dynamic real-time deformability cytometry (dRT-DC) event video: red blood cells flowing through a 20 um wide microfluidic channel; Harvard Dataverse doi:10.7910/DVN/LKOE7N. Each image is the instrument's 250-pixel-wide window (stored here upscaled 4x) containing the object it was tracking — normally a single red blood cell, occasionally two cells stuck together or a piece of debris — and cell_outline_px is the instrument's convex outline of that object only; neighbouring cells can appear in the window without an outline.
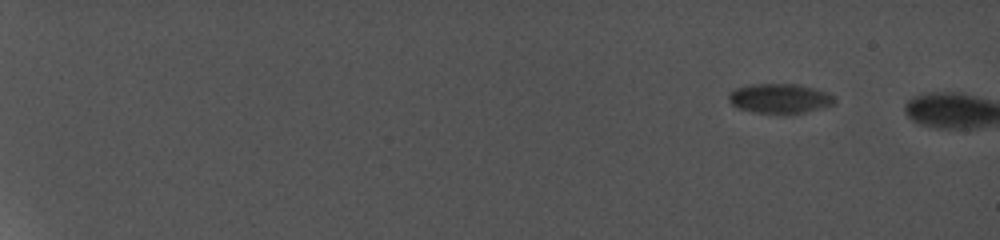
{"species": "common noctule bat (a hibernating species)", "species_latin": "Nyctalus noctula", "temperature_condition": "cold", "stored_images_in_passage": 2, "camera_frame_rate_fps": 5000, "um_per_image_px": 0.085, "animal": {"sex": "female", "body_mass_g": 19.0, "forearm_length_mm": 56.7}, "frame": {"image": 1, "passage_image": 1, "time_ms": 0.0, "image_size_px": [1000, 240], "cell_outline_px": [[836, 104], [804, 112], [752, 112], [736, 108], [728, 100], [728, 92], [736, 88], [748, 84], [796, 84], [828, 92], [836, 96]], "centroid_in_image_um": [66.26, 8.35], "position_along_channel_um": 18.7, "area_um2": 18.21}}